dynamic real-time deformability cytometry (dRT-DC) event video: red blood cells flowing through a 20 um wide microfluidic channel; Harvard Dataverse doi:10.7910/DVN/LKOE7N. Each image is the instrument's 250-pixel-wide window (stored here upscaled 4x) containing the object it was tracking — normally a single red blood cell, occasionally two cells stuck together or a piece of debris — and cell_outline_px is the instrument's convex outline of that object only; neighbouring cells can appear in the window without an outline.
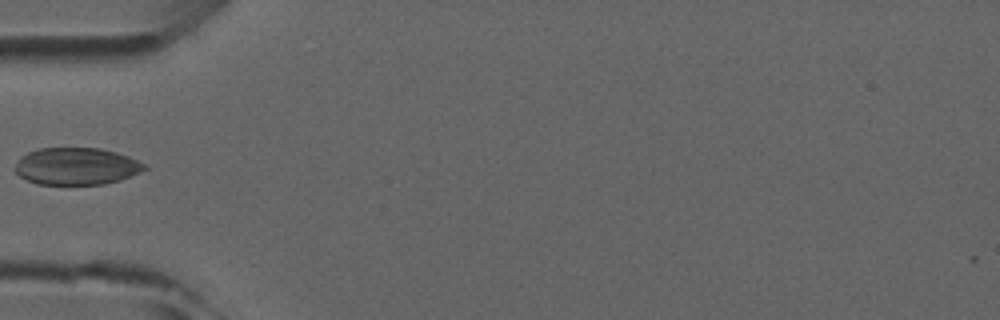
{"species": "common noctule bat (a hibernating species)", "species_latin": "Nyctalus noctula", "temperature_condition": "room temperature", "stored_images_in_passage": 5, "camera_frame_rate_fps": 3000, "um_per_image_px": 0.085, "animal": {"sex": "male", "forearm_length_mm": 52.5}, "frame": {"image": 1, "passage_image": 5, "time_ms": 5.333, "image_size_px": [1000, 320], "cell_outline_px": [[148, 168], [120, 180], [104, 184], [40, 184], [28, 180], [20, 176], [12, 168], [20, 156], [28, 152], [40, 148], [100, 148], [116, 152], [128, 156], [148, 164]], "centroid_in_image_um": [6.49, 14.12], "position_along_channel_um": 78.5, "area_um2": 28.09}}